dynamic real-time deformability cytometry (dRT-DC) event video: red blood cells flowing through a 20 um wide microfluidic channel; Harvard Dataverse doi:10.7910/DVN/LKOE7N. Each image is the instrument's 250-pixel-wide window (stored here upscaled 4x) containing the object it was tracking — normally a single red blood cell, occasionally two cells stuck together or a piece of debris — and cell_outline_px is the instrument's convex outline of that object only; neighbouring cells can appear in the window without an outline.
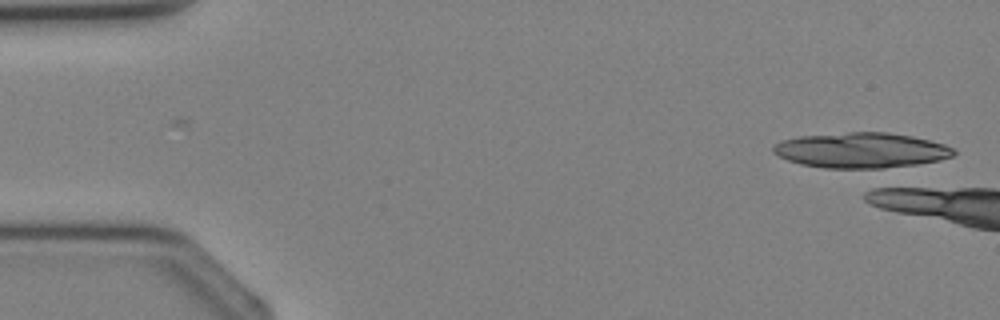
{"species": "Egyptian fruit bat (a non-hibernating species)", "species_latin": "Rousettus aegyptiacus", "temperature_condition": "cold", "stored_images_in_passage": 5, "camera_frame_rate_fps": 3000, "um_per_image_px": 0.085, "animal": {"sex": "female"}, "frame": {"image": 1, "passage_image": 1, "time_ms": 0.0, "image_size_px": [1000, 320], "cell_outline_px": [[956, 152], [952, 156], [940, 160], [876, 172], [872, 172], [824, 168], [800, 164], [788, 160], [772, 152], [772, 144], [780, 140], [800, 136], [848, 132], [888, 132], [912, 136], [944, 144], [952, 148]], "centroid_in_image_um": [73.19, 12.82], "position_along_channel_um": 11.8, "area_um2": 38.55}}
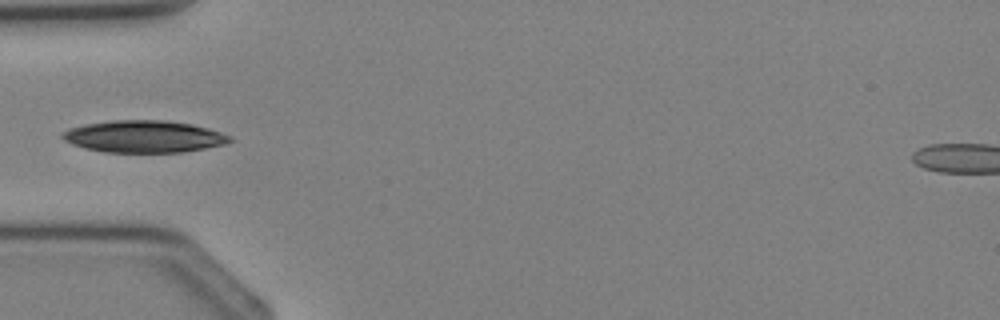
{"frame": {"image": 2, "passage_image": 5, "time_ms": 4.667, "image_size_px": [1000, 320], "cell_outline_px": [[232, 140], [224, 144], [184, 152], [104, 152], [72, 144], [64, 140], [60, 136], [60, 132], [68, 128], [84, 124], [112, 120], [168, 120], [192, 124], [208, 128], [232, 136]], "centroid_in_image_um": [12.21, 11.59], "position_along_channel_um": 72.8, "area_um2": 31.33}}